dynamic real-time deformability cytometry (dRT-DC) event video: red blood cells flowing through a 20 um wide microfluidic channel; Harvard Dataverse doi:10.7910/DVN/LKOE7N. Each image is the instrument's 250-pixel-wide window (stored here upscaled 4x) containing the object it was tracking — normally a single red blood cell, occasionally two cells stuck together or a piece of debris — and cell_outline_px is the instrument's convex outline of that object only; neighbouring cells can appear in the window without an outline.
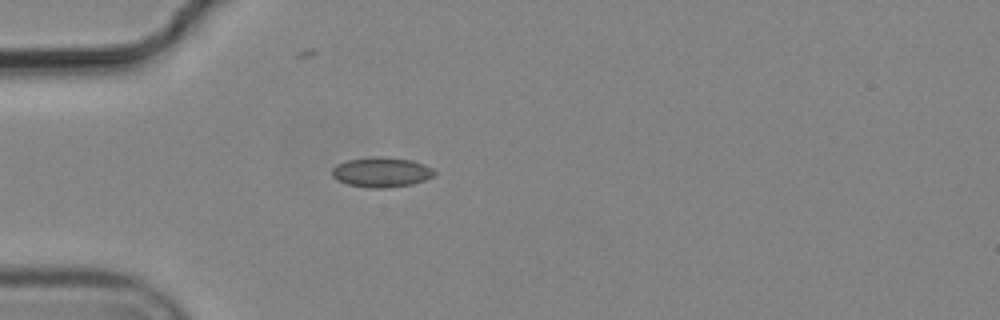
{"species": "common noctule bat (a hibernating species)", "species_latin": "Nyctalus noctula", "temperature_condition": "cold", "stored_images_in_passage": 2, "camera_frame_rate_fps": 3000, "um_per_image_px": 0.085, "animal": {"sex": "male", "body_mass_g": 19.2, "forearm_length_mm": 51.8}, "frame": {"image": 1, "passage_image": 1, "time_ms": 0.0, "image_size_px": [1000, 320], "cell_outline_px": [[436, 172], [432, 176], [424, 180], [412, 184], [388, 188], [372, 188], [348, 184], [336, 180], [332, 176], [332, 168], [336, 164], [348, 160], [372, 156], [384, 156], [412, 160], [424, 164], [432, 168]], "centroid_in_image_um": [32.41, 14.62], "position_along_channel_um": 52.6, "area_um2": 17.98}}